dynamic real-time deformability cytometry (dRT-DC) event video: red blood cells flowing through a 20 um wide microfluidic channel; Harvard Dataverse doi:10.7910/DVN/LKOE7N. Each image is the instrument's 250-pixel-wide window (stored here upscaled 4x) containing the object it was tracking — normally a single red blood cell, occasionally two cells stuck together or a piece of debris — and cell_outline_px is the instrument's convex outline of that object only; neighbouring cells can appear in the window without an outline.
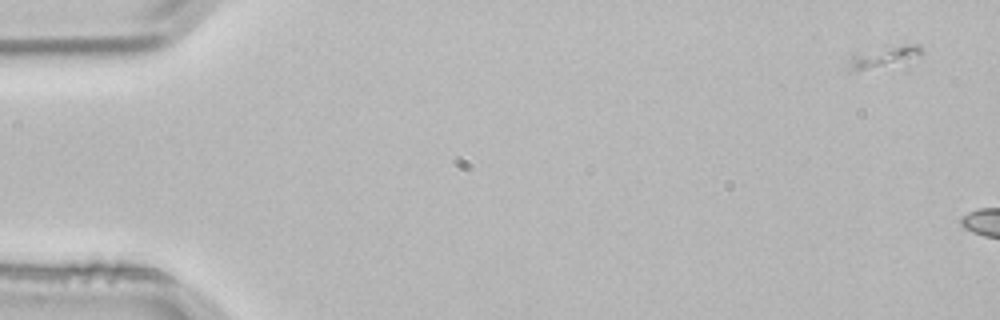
{"species": "common noctule bat (a hibernating species)", "species_latin": "Nyctalus noctula", "temperature_condition": "room temperature", "stored_images_in_passage": 2, "segment_of_instrument_passage": [1, 2], "camera_frame_rate_fps": 3000, "um_per_image_px": 0.085, "animal": {"sex": "male", "body_mass_g": 21.5, "forearm_length_mm": 52.0}, "frame": {"image": 1, "passage_image": 1, "time_ms": 0.0, "image_size_px": [1000, 320], "cell_outline_px": [[924, 52], [908, 72], [904, 72], [852, 68], [848, 64], [848, 60], [852, 56], [904, 44], [920, 44]], "centroid_in_image_um": [75.54, 4.98], "position_along_channel_um": 9.5, "area_um2": 10.52}}